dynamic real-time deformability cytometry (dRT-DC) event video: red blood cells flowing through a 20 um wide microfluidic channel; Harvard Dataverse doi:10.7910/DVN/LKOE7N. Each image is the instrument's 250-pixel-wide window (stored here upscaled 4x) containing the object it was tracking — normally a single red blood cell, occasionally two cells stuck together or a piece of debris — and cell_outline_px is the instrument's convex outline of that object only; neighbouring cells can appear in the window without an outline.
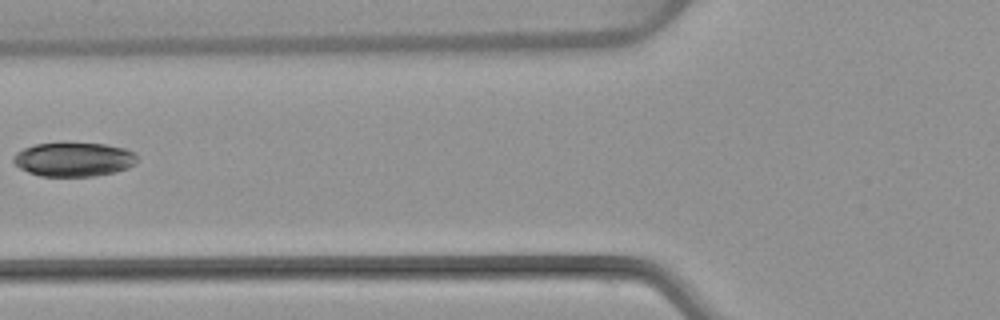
{"species": "common noctule bat (a hibernating species)", "species_latin": "Nyctalus noctula", "temperature_condition": "warm", "stored_images_in_passage": 6, "camera_frame_rate_fps": 3000, "um_per_image_px": 0.085, "animal": {"sex": "female", "body_mass_g": 22.7, "forearm_length_mm": 54.2}, "frame": {"image": 1, "passage_image": 6, "time_ms": 6.667, "image_size_px": [1000, 320], "cell_outline_px": [[136, 164], [128, 168], [116, 172], [92, 176], [40, 176], [28, 172], [20, 168], [12, 160], [12, 156], [16, 152], [24, 148], [36, 144], [104, 144], [124, 148], [136, 152]], "centroid_in_image_um": [6.28, 13.56], "position_along_channel_um": 119.5, "area_um2": 24.39}}